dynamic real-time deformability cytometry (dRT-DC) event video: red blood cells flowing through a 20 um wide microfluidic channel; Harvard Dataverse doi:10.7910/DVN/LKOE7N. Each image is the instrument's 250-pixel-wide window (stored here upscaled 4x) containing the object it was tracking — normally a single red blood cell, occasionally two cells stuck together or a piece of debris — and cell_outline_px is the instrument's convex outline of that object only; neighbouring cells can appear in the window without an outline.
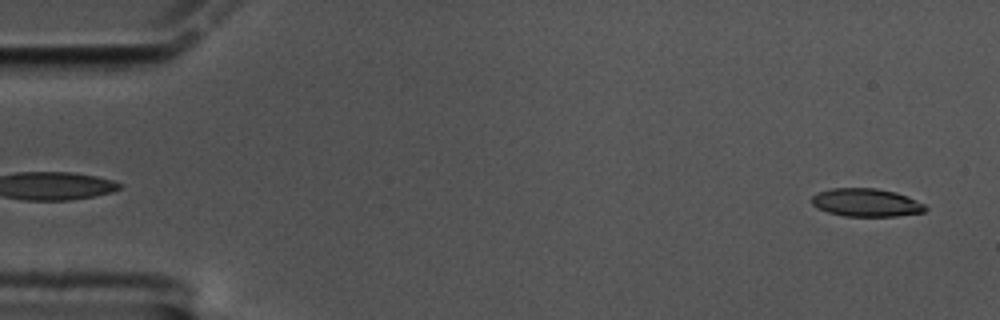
{"species": "common noctule bat (a hibernating species)", "species_latin": "Nyctalus noctula", "temperature_condition": "cold", "stored_images_in_passage": 59, "camera_frame_rate_fps": 3000, "um_per_image_px": 0.085, "animal": {"sex": "male", "body_mass_g": 17.5, "forearm_length_mm": 52.3}, "frame": {"image": 1, "passage_image": 2, "time_ms": 0.333, "image_size_px": [1000, 320], "cell_outline_px": [[928, 208], [924, 212], [896, 216], [844, 216], [828, 212], [816, 208], [812, 204], [812, 196], [816, 192], [832, 188], [876, 188], [896, 192], [908, 196], [924, 204]], "centroid_in_image_um": [73.62, 17.21], "position_along_channel_um": 11.4, "area_um2": 18.73}}
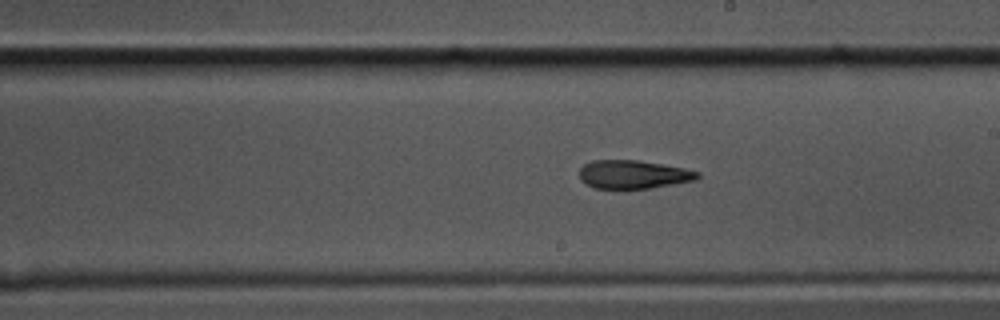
{"frame": {"image": 2, "passage_image": 33, "time_ms": 10.667, "image_size_px": [1000, 320], "cell_outline_px": [[700, 176], [696, 180], [648, 188], [596, 188], [584, 184], [580, 180], [580, 168], [584, 164], [592, 160], [640, 160], [684, 168], [700, 172]], "centroid_in_image_um": [53.81, 14.81], "position_along_channel_um": 235.2, "area_um2": 19.54}}
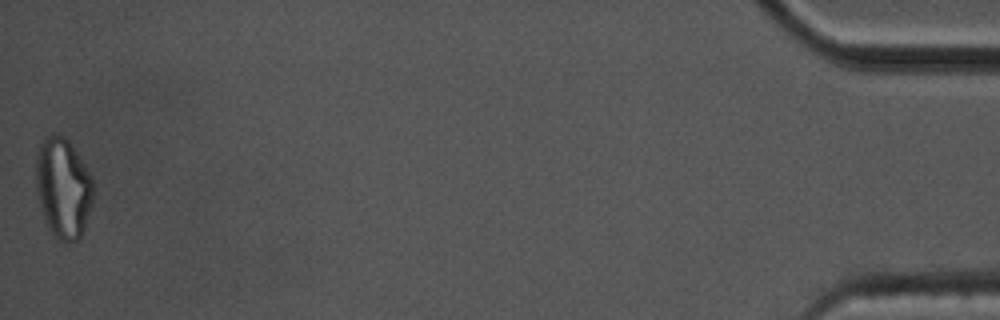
{"frame": {"image": 3, "passage_image": 59, "time_ms": 19.333, "image_size_px": [1000, 320], "cell_outline_px": [[92, 204], [84, 228], [80, 236], [76, 240], [56, 240], [52, 236], [48, 228], [40, 208], [36, 192], [36, 156], [40, 144], [44, 136], [52, 132], [56, 132], [64, 136], [72, 144], [92, 176]], "centroid_in_image_um": [5.34, 15.93], "position_along_channel_um": 429.9, "area_um2": 33.81}, "authors_computed_cell_mechanics": {"area_um2": 20.2878, "velocity_mm_per_s": 3.348, "shape_relaxation_time_tau1_ms": null, "shape_relaxation_time_tau2_ms": 4.2058, "deformation_change_tau1": null, "deformation_change_tau2": 0.1306}}